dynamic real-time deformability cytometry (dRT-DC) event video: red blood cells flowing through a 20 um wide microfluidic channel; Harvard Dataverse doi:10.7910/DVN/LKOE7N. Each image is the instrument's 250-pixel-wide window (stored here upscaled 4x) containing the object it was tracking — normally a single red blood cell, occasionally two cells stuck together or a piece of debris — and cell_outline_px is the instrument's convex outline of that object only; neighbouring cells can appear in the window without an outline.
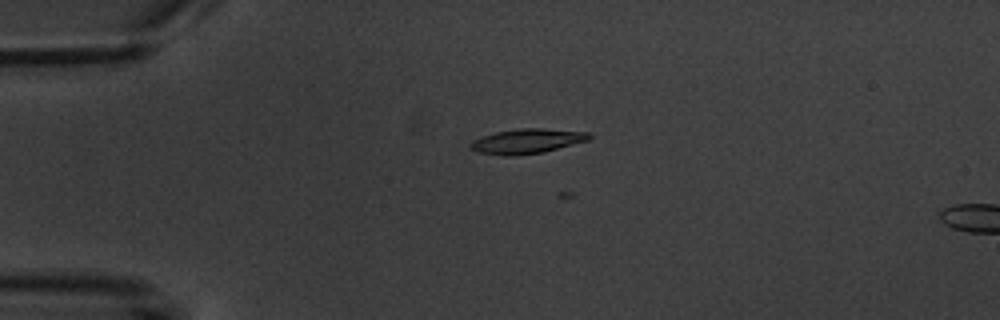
{"species": "common noctule bat (a hibernating species)", "species_latin": "Nyctalus noctula", "temperature_condition": "warm", "stored_images_in_passage": 3, "camera_frame_rate_fps": 3000, "um_per_image_px": 0.085, "animal": {"sex": "male", "body_mass_g": 20.1, "forearm_length_mm": 53.5}, "frame": {"image": 1, "passage_image": 2, "time_ms": 1.0, "image_size_px": [1000, 320], "cell_outline_px": [[592, 136], [588, 140], [544, 152], [516, 156], [504, 156], [476, 152], [468, 144], [472, 140], [496, 132], [520, 128], [540, 128], [588, 132]], "centroid_in_image_um": [44.77, 12.01], "position_along_channel_um": 40.2, "area_um2": 17.11}}